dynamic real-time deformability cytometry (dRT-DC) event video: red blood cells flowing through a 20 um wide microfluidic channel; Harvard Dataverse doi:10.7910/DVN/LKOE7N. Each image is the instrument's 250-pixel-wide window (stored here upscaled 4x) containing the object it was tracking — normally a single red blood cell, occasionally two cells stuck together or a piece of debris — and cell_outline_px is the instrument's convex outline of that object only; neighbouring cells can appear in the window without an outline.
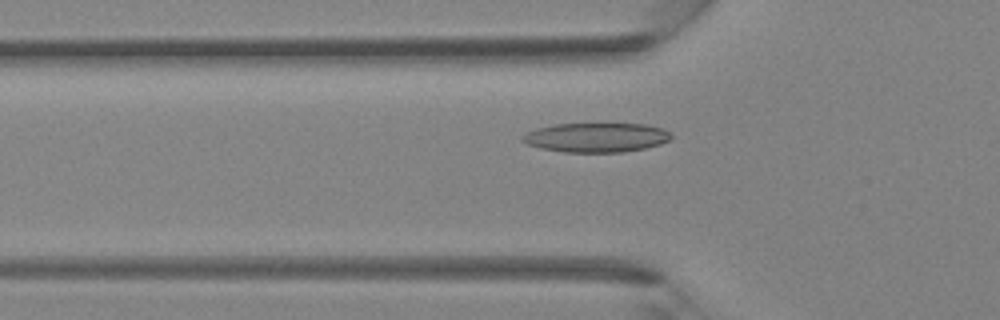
{"species": "Egyptian fruit bat (a non-hibernating species)", "species_latin": "Rousettus aegyptiacus", "temperature_condition": "room temperature", "stored_images_in_passage": 30, "camera_frame_rate_fps": 3000, "um_per_image_px": 0.085, "animal": {"sex": "female"}, "frame": {"image": 1, "passage_image": 6, "time_ms": 1.667, "image_size_px": [1000, 320], "cell_outline_px": [[672, 136], [668, 140], [660, 144], [644, 148], [624, 152], [564, 152], [540, 148], [528, 144], [520, 140], [520, 136], [536, 128], [556, 124], [648, 124], [664, 128]], "centroid_in_image_um": [50.67, 11.68], "position_along_channel_um": 75.1, "area_um2": 25.43}}
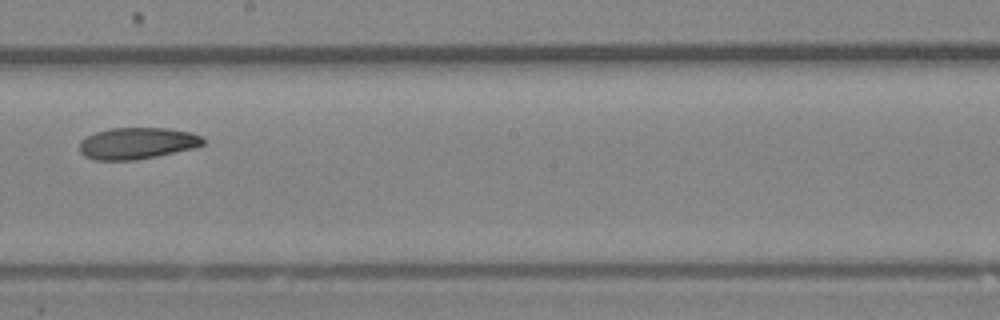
{"frame": {"image": 2, "passage_image": 16, "time_ms": 5.0, "image_size_px": [1000, 320], "cell_outline_px": [[204, 144], [192, 148], [156, 156], [136, 160], [96, 160], [84, 156], [80, 152], [80, 140], [96, 132], [108, 128], [168, 128], [188, 132], [200, 136], [204, 140]], "centroid_in_image_um": [11.61, 12.18], "position_along_channel_um": 236.6, "area_um2": 22.54}}
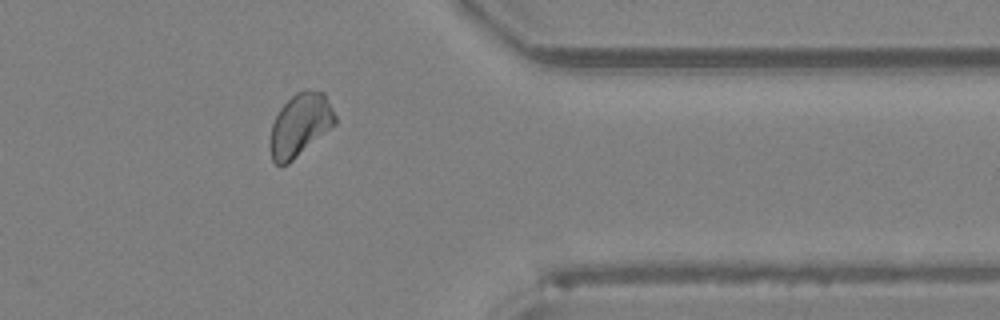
{"frame": {"image": 3, "passage_image": 26, "time_ms": 8.333, "image_size_px": [1000, 320], "cell_outline_px": [[336, 124], [288, 164], [280, 168], [272, 160], [268, 148], [268, 140], [272, 124], [280, 108], [296, 92], [308, 88], [324, 92], [336, 116]], "centroid_in_image_um": [25.47, 10.64], "position_along_channel_um": 385.9, "area_um2": 24.16}}